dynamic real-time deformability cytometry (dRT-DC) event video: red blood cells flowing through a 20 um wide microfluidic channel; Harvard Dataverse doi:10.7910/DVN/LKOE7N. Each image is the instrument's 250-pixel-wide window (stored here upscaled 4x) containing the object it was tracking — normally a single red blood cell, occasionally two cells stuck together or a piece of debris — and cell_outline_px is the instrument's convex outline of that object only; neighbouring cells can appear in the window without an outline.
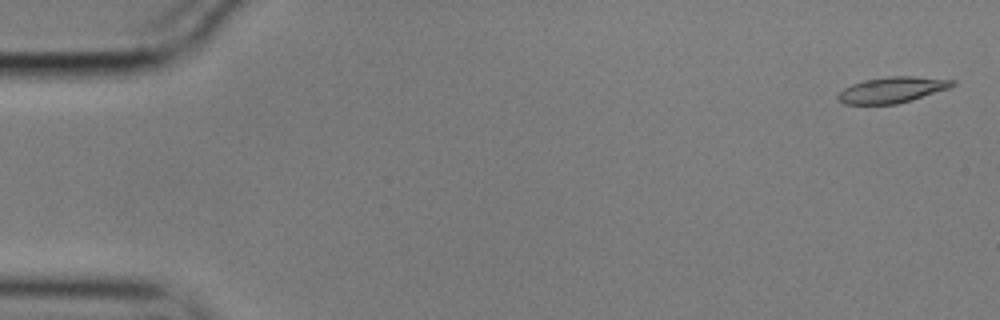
{"species": "common noctule bat (a hibernating species)", "species_latin": "Nyctalus noctula", "temperature_condition": "cold", "stored_images_in_passage": 57, "camera_frame_rate_fps": 3000, "um_per_image_px": 0.085, "animal": {"sex": "male", "body_mass_g": 17.9}, "frame": {"image": 1, "passage_image": 2, "time_ms": 0.333, "image_size_px": [1000, 320], "cell_outline_px": [[956, 84], [948, 88], [912, 100], [896, 104], [844, 104], [836, 96], [844, 88], [852, 84], [864, 80], [888, 76], [912, 76], [956, 80]], "centroid_in_image_um": [75.83, 7.63], "position_along_channel_um": 9.2, "area_um2": 17.17}}
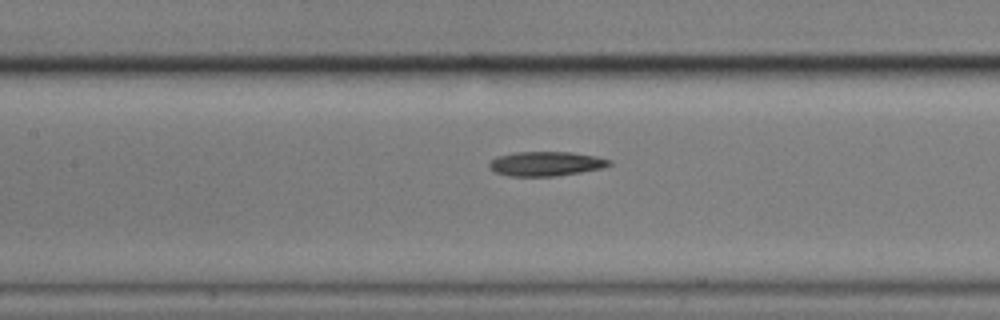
{"frame": {"image": 2, "passage_image": 26, "time_ms": 8.333, "image_size_px": [1000, 320], "cell_outline_px": [[612, 164], [600, 168], [580, 172], [556, 176], [508, 176], [496, 172], [488, 168], [488, 164], [496, 156], [516, 152], [572, 152], [596, 156], [612, 160]], "centroid_in_image_um": [46.38, 13.91], "position_along_channel_um": 161.0, "area_um2": 17.11}}
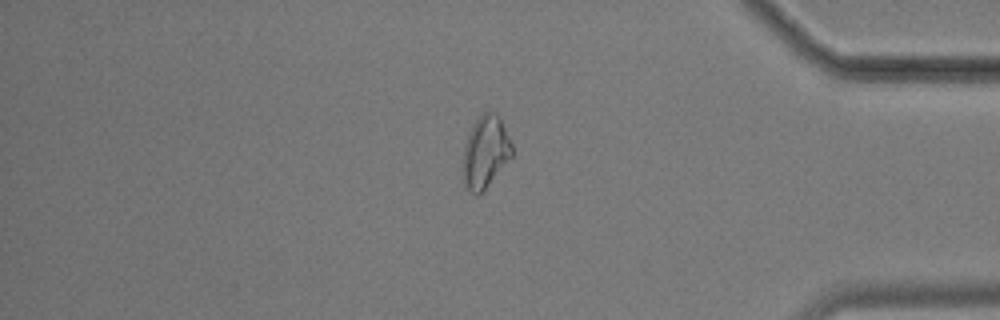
{"frame": {"image": 3, "passage_image": 48, "time_ms": 15.667, "image_size_px": [1000, 320], "cell_outline_px": [[512, 156], [484, 188], [476, 196], [468, 188], [464, 180], [460, 168], [464, 144], [472, 124], [484, 112], [492, 112], [500, 116], [512, 144]], "centroid_in_image_um": [41.22, 12.88], "position_along_channel_um": 394.0, "area_um2": 20.52}}